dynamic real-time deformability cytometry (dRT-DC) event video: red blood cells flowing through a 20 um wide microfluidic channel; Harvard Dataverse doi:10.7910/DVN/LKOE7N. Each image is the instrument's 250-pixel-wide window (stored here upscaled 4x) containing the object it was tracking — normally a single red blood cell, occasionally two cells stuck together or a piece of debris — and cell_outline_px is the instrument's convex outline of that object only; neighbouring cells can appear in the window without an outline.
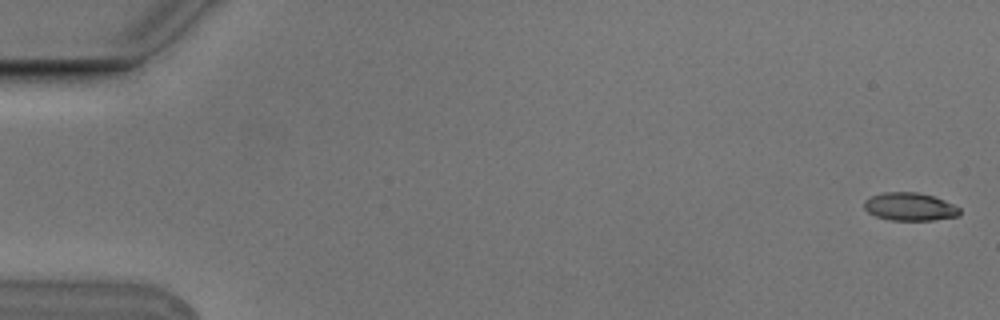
{"species": "Egyptian fruit bat (a non-hibernating species)", "species_latin": "Rousettus aegyptiacus", "temperature_condition": "cold", "stored_images_in_passage": 11, "camera_frame_rate_fps": 3000, "um_per_image_px": 0.085, "animal": {"sex": "male"}, "frame": {"image": 1, "passage_image": 1, "time_ms": 0.0, "image_size_px": [1000, 320], "cell_outline_px": [[960, 216], [932, 220], [892, 220], [876, 216], [868, 212], [864, 208], [864, 200], [872, 196], [884, 192], [916, 192], [932, 196], [944, 200], [960, 208]], "centroid_in_image_um": [77.34, 17.57], "position_along_channel_um": 7.7, "area_um2": 15.49}}
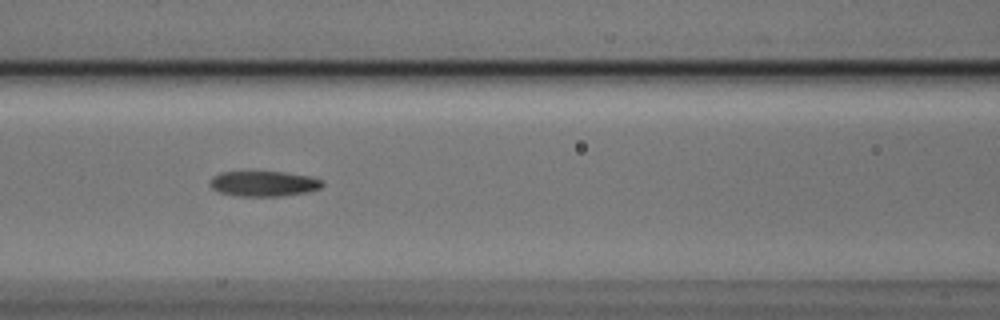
{"frame": {"image": 2, "passage_image": 7, "time_ms": 2.0, "image_size_px": [1000, 320], "cell_outline_px": [[324, 184], [320, 188], [308, 192], [280, 196], [236, 196], [220, 192], [212, 188], [208, 184], [212, 176], [220, 172], [284, 172], [312, 176], [324, 180]], "centroid_in_image_um": [22.43, 15.61], "position_along_channel_um": 144.2, "area_um2": 16.76}}
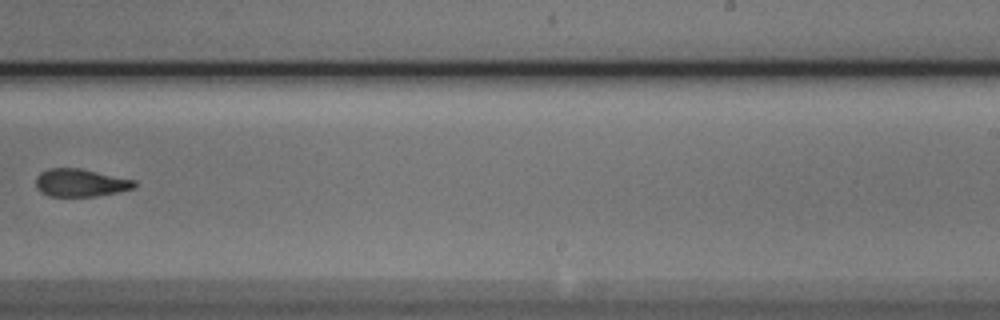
{"frame": {"image": 3, "passage_image": 10, "time_ms": 3.0, "image_size_px": [1000, 320], "cell_outline_px": [[136, 184], [132, 188], [116, 192], [96, 196], [48, 196], [40, 192], [36, 188], [36, 176], [40, 172], [48, 168], [80, 168], [136, 180]], "centroid_in_image_um": [6.79, 15.53], "position_along_channel_um": 282.2, "area_um2": 15.95}}